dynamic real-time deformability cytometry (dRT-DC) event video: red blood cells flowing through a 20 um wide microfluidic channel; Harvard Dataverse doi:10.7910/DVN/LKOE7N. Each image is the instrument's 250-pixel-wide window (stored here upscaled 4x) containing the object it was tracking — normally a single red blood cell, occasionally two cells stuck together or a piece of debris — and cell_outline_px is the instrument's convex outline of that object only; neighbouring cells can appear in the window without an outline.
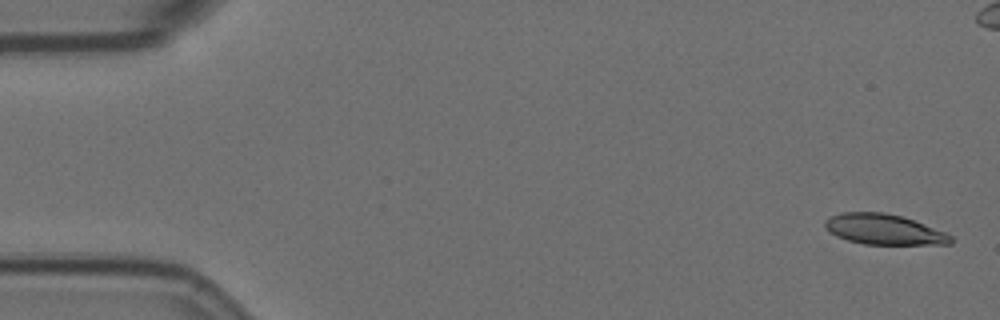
{"species": "Egyptian fruit bat (a non-hibernating species)", "species_latin": "Rousettus aegyptiacus", "temperature_condition": "room temperature", "stored_images_in_passage": 53, "camera_frame_rate_fps": 3000, "um_per_image_px": 0.085, "animal": {"sex": "female"}, "frame": {"image": 1, "passage_image": 1, "time_ms": 0.0, "image_size_px": [1000, 320], "cell_outline_px": [[956, 240], [952, 244], [864, 244], [848, 240], [836, 236], [824, 224], [824, 220], [828, 216], [840, 212], [884, 212], [904, 216], [944, 232], [952, 236]], "centroid_in_image_um": [75.15, 19.49], "position_along_channel_um": 9.9, "area_um2": 22.37}}
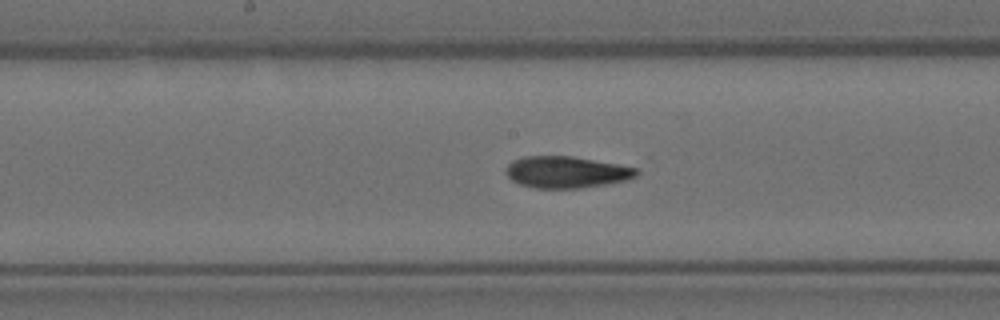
{"frame": {"image": 2, "passage_image": 28, "time_ms": 9.0, "image_size_px": [1000, 320], "cell_outline_px": [[640, 172], [636, 176], [628, 180], [580, 188], [536, 188], [520, 184], [512, 180], [504, 172], [508, 164], [512, 160], [524, 156], [572, 156], [640, 168]], "centroid_in_image_um": [48.16, 14.62], "position_along_channel_um": 200.0, "area_um2": 24.16}}
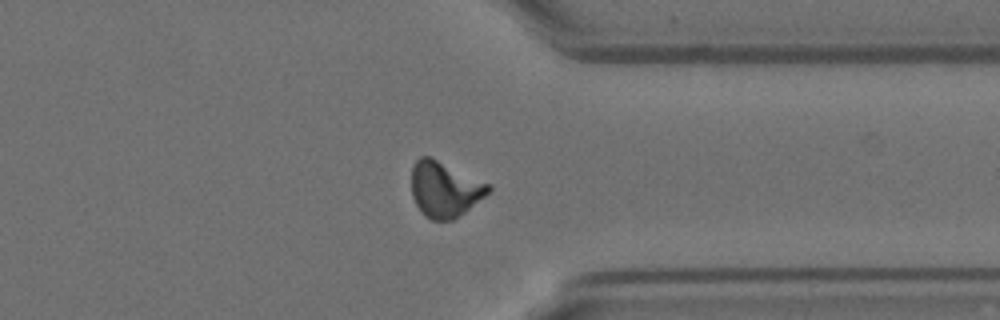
{"frame": {"image": 3, "passage_image": 43, "time_ms": 14.0, "image_size_px": [1000, 320], "cell_outline_px": [[492, 188], [484, 196], [464, 212], [452, 220], [432, 220], [424, 216], [416, 204], [412, 196], [412, 164], [420, 156], [428, 156], [488, 184]], "centroid_in_image_um": [37.74, 16.1], "position_along_channel_um": 373.7, "area_um2": 24.28}}